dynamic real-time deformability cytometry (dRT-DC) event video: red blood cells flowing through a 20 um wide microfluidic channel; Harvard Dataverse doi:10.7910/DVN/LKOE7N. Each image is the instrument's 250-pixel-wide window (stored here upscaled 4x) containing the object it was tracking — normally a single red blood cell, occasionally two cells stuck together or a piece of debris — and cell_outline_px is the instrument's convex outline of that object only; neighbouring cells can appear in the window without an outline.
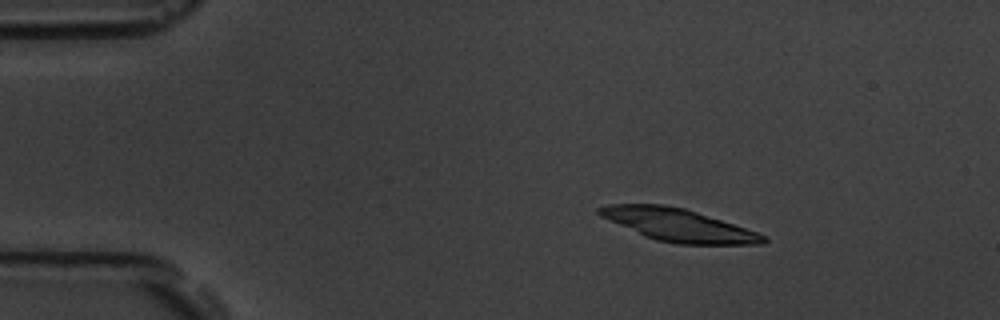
{"species": "common noctule bat (a hibernating species)", "species_latin": "Nyctalus noctula", "temperature_condition": "room temperature", "stored_images_in_passage": 5, "camera_frame_rate_fps": 3000, "um_per_image_px": 0.085, "animal": {"sex": "male", "body_mass_g": 19.5, "forearm_length_mm": 54.6}, "frame": {"image": 1, "passage_image": 3, "time_ms": 2.333, "image_size_px": [1000, 320], "cell_outline_px": [[768, 240], [764, 244], [676, 244], [656, 240], [644, 236], [600, 216], [596, 212], [596, 208], [608, 204], [664, 204], [684, 208], [768, 236]], "centroid_in_image_um": [57.62, 19.13], "position_along_channel_um": 27.4, "area_um2": 30.87}}